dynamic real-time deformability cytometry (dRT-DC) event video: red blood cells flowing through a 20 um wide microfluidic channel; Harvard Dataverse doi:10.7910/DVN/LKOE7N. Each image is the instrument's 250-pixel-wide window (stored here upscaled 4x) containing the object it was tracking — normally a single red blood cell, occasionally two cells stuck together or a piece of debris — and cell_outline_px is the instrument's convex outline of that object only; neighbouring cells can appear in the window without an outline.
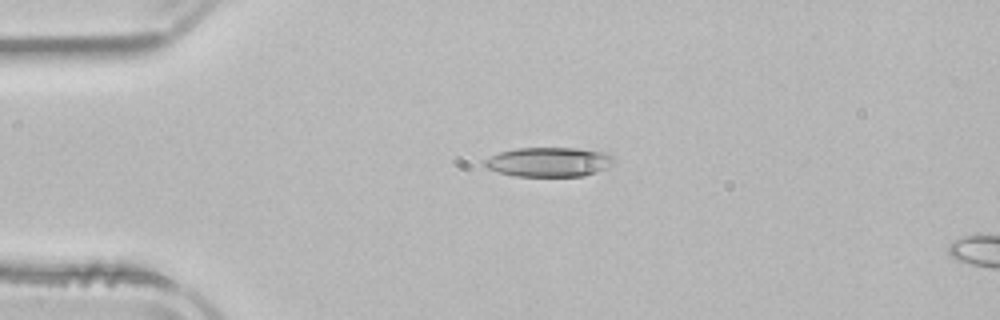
{"species": "common noctule bat (a hibernating species)", "species_latin": "Nyctalus noctula", "temperature_condition": "room temperature", "stored_images_in_passage": 4, "camera_frame_rate_fps": 3000, "um_per_image_px": 0.085, "animal": {"sex": "male", "body_mass_g": 21.5, "forearm_length_mm": 52.0}, "frame": {"image": 1, "passage_image": 4, "time_ms": 4.333, "image_size_px": [1000, 320], "cell_outline_px": [[616, 160], [608, 168], [584, 176], [516, 176], [500, 172], [488, 168], [484, 164], [484, 160], [500, 152], [516, 148], [600, 148], [612, 156]], "centroid_in_image_um": [46.78, 13.75], "position_along_channel_um": 38.2, "area_um2": 22.48}}